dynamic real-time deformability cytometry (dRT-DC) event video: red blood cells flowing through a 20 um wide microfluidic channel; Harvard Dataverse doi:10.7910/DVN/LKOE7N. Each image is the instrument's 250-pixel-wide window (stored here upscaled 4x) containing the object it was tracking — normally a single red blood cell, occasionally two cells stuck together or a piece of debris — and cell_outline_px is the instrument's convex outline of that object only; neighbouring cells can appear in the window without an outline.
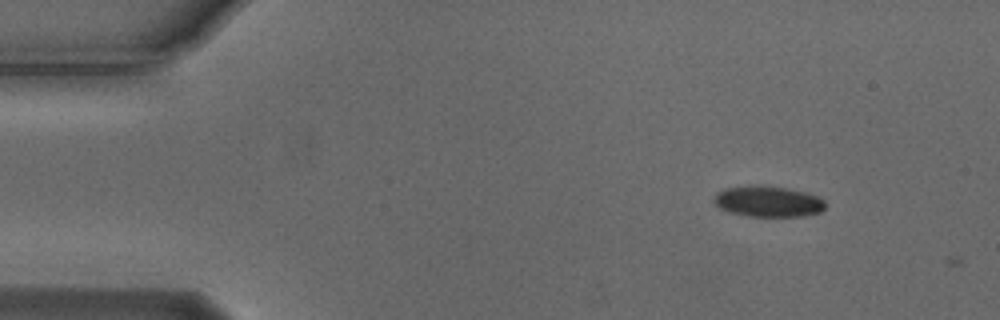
{"species": "Egyptian fruit bat (a non-hibernating species)", "species_latin": "Rousettus aegyptiacus", "temperature_condition": "cold", "stored_images_in_passage": 3, "camera_frame_rate_fps": 3000, "um_per_image_px": 0.085, "animal": {"sex": "male"}, "frame": {"image": 1, "passage_image": 1, "time_ms": 0.0, "image_size_px": [1000, 320], "cell_outline_px": [[824, 208], [820, 212], [804, 216], [748, 216], [728, 212], [720, 208], [712, 200], [716, 192], [724, 188], [788, 188], [804, 192], [816, 196], [824, 200]], "centroid_in_image_um": [65.28, 17.17], "position_along_channel_um": 19.7, "area_um2": 19.25}}